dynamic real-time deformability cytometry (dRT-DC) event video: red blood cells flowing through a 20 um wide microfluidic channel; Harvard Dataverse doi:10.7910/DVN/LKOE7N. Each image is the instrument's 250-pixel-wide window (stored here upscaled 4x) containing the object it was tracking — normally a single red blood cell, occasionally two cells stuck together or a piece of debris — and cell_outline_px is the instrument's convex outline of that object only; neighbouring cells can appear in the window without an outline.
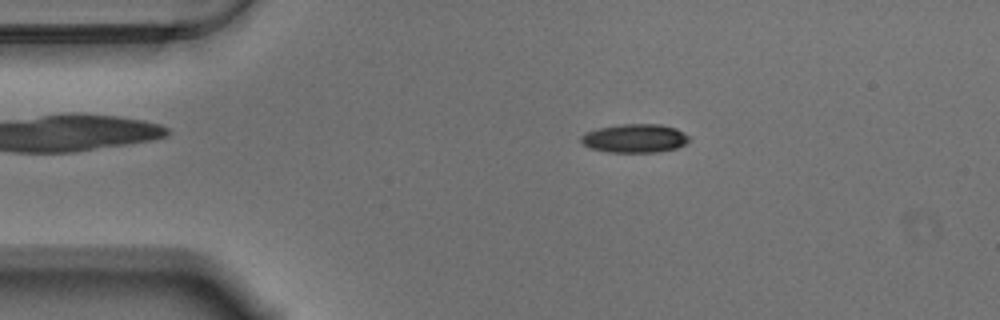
{"species": "Egyptian fruit bat (a non-hibernating species)", "species_latin": "Rousettus aegyptiacus", "temperature_condition": "warm", "stored_images_in_passage": 56, "camera_frame_rate_fps": 3000, "um_per_image_px": 0.085, "animal": {"sex": "male"}, "frame": {"image": 1, "passage_image": 10, "time_ms": 3.0, "image_size_px": [1000, 320], "cell_outline_px": [[688, 140], [684, 144], [676, 148], [660, 152], [608, 152], [592, 148], [584, 144], [580, 140], [580, 136], [584, 132], [596, 128], [620, 124], [660, 124], [676, 128], [684, 132], [688, 136]], "centroid_in_image_um": [53.93, 11.75], "position_along_channel_um": 31.1, "area_um2": 18.09}}
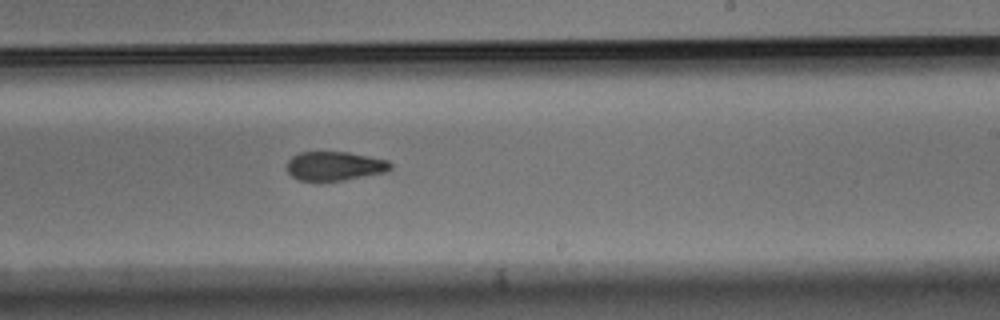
{"frame": {"image": 2, "passage_image": 33, "time_ms": 10.667, "image_size_px": [1000, 320], "cell_outline_px": [[392, 168], [388, 172], [344, 180], [300, 180], [292, 176], [288, 172], [288, 160], [292, 156], [300, 152], [348, 152], [388, 160], [392, 164]], "centroid_in_image_um": [28.49, 14.1], "position_along_channel_um": 260.5, "area_um2": 17.46}}
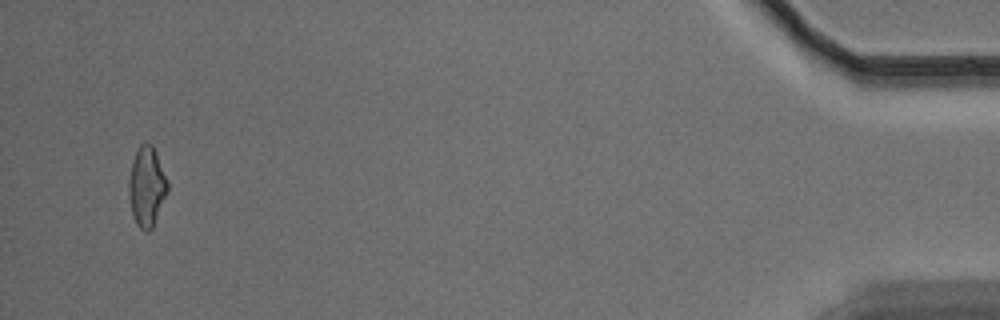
{"frame": {"image": 3, "passage_image": 54, "time_ms": 17.667, "image_size_px": [1000, 320], "cell_outline_px": [[168, 192], [152, 228], [148, 232], [144, 232], [136, 224], [132, 216], [128, 196], [128, 180], [132, 160], [140, 144], [144, 140], [148, 140], [152, 144], [156, 152], [168, 180]], "centroid_in_image_um": [12.46, 15.84], "position_along_channel_um": 422.7, "area_um2": 18.5}, "authors_computed_cell_mechanics": {"area_um2": 18.2937, "velocity_mm_per_s": 3.5411, "shape_relaxation_time_tau1_ms": 7.9631, "shape_relaxation_time_tau2_ms": 4.779, "deformation_change_tau1": 0.1907, "deformation_change_tau2": 0.1189}}